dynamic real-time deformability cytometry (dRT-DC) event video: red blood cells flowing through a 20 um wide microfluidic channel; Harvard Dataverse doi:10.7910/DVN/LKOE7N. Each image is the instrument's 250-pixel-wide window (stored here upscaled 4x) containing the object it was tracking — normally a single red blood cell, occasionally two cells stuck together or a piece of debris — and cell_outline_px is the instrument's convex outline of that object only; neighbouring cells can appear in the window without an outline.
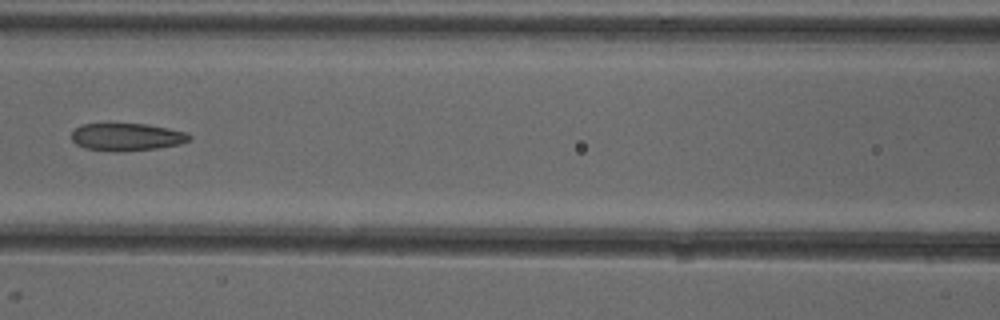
{"species": "common noctule bat (a hibernating species)", "species_latin": "Nyctalus noctula", "temperature_condition": "cold", "stored_images_in_passage": 6, "camera_frame_rate_fps": 3000, "um_per_image_px": 0.085, "animal": {"sex": "female"}, "frame": {"image": 1, "passage_image": 5, "time_ms": 4.667, "image_size_px": [1000, 320], "cell_outline_px": [[192, 140], [180, 144], [156, 148], [116, 152], [84, 148], [76, 144], [72, 140], [72, 132], [80, 124], [148, 124], [168, 128], [184, 132], [192, 136]], "centroid_in_image_um": [10.78, 11.64], "position_along_channel_um": 155.8, "area_um2": 18.9}}
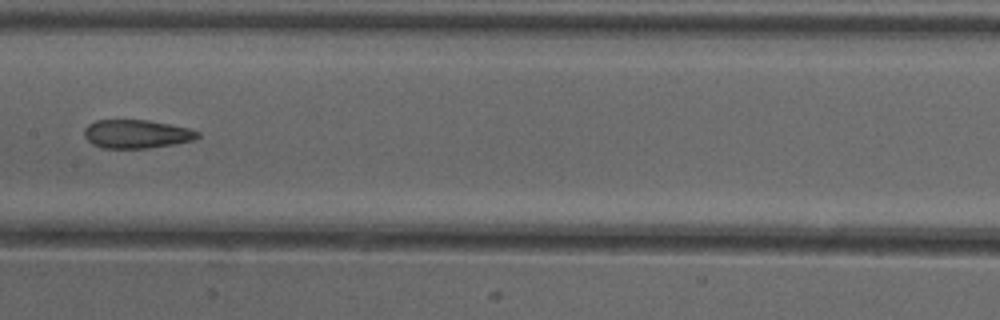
{"frame": {"image": 2, "passage_image": 6, "time_ms": 5.667, "image_size_px": [1000, 320], "cell_outline_px": [[200, 136], [192, 140], [172, 144], [148, 148], [100, 148], [92, 144], [84, 136], [84, 128], [88, 124], [96, 120], [148, 120], [188, 128], [200, 132]], "centroid_in_image_um": [11.57, 11.39], "position_along_channel_um": 195.8, "area_um2": 18.79}}